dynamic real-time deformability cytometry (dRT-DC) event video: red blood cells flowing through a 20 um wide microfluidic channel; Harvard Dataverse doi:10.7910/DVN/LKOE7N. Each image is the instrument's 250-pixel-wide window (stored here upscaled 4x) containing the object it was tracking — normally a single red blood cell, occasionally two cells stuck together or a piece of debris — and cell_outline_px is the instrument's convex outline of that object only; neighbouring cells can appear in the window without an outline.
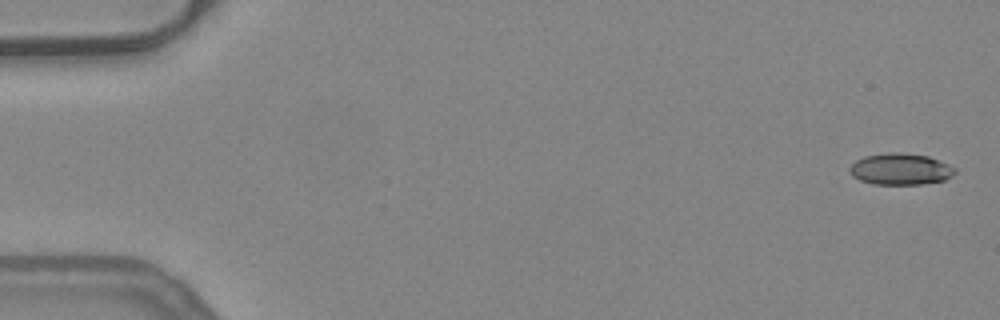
{"species": "common noctule bat (a hibernating species)", "species_latin": "Nyctalus noctula", "temperature_condition": "warm", "stored_images_in_passage": 43, "camera_frame_rate_fps": 3000, "um_per_image_px": 0.085, "animal": {"sex": "female", "body_mass_g": 24.6, "forearm_length_mm": 56.2}, "frame": {"image": 1, "passage_image": 1, "time_ms": 0.0, "image_size_px": [1000, 320], "cell_outline_px": [[956, 172], [952, 176], [944, 180], [920, 184], [872, 184], [860, 180], [852, 176], [848, 168], [856, 160], [864, 156], [888, 152], [900, 152], [928, 156], [948, 164], [956, 168]], "centroid_in_image_um": [76.53, 14.37], "position_along_channel_um": 8.5, "area_um2": 19.36}}
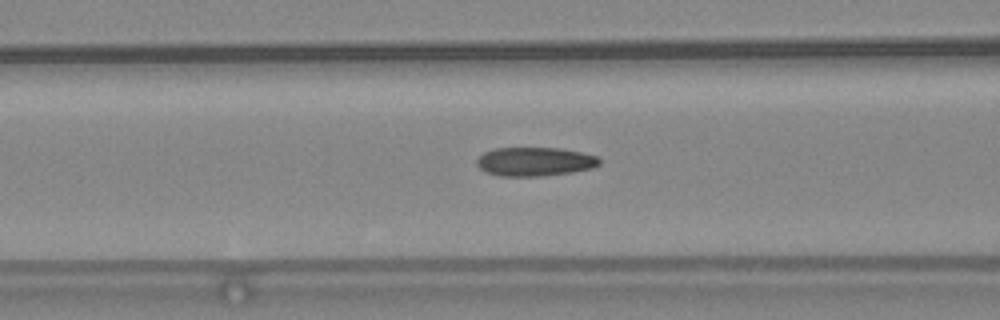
{"frame": {"image": 2, "passage_image": 21, "time_ms": 6.667, "image_size_px": [1000, 320], "cell_outline_px": [[600, 164], [592, 168], [572, 172], [544, 176], [500, 176], [484, 172], [476, 164], [476, 160], [484, 152], [496, 148], [560, 148], [580, 152], [596, 156], [600, 160]], "centroid_in_image_um": [45.44, 13.74], "position_along_channel_um": 121.2, "area_um2": 20.63}}
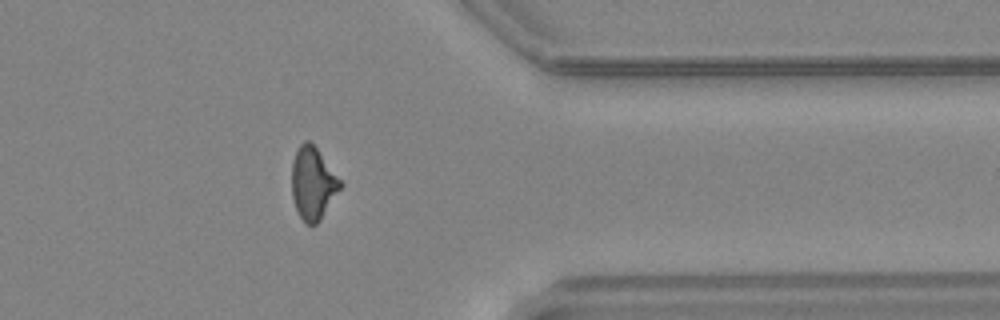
{"frame": {"image": 3, "passage_image": 42, "time_ms": 13.667, "image_size_px": [1000, 320], "cell_outline_px": [[344, 184], [320, 220], [316, 224], [304, 224], [296, 208], [292, 196], [292, 160], [300, 144], [304, 140], [308, 140], [316, 148]], "centroid_in_image_um": [26.6, 15.59], "position_along_channel_um": 384.8, "area_um2": 20.35}}